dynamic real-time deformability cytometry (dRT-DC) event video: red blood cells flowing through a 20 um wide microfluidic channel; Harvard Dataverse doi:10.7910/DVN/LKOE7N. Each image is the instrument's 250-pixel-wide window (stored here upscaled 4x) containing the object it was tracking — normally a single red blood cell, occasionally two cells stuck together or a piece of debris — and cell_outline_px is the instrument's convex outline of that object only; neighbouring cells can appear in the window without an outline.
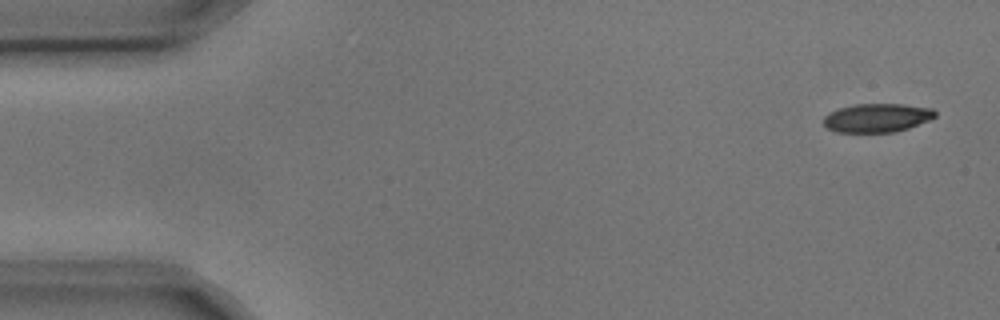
{"species": "common noctule bat (a hibernating species)", "species_latin": "Nyctalus noctula", "temperature_condition": "cold", "stored_images_in_passage": 7, "camera_frame_rate_fps": 3000, "um_per_image_px": 0.085, "animal": {"sex": "male", "body_mass_g": 17.9, "forearm_length_mm": 54.2}, "frame": {"image": 1, "passage_image": 1, "time_ms": 0.0, "image_size_px": [1000, 320], "cell_outline_px": [[936, 116], [928, 120], [908, 128], [896, 132], [836, 132], [828, 128], [824, 124], [824, 116], [828, 112], [836, 108], [856, 104], [904, 104], [932, 108], [936, 112]], "centroid_in_image_um": [74.53, 10.01], "position_along_channel_um": 10.5, "area_um2": 18.73}}
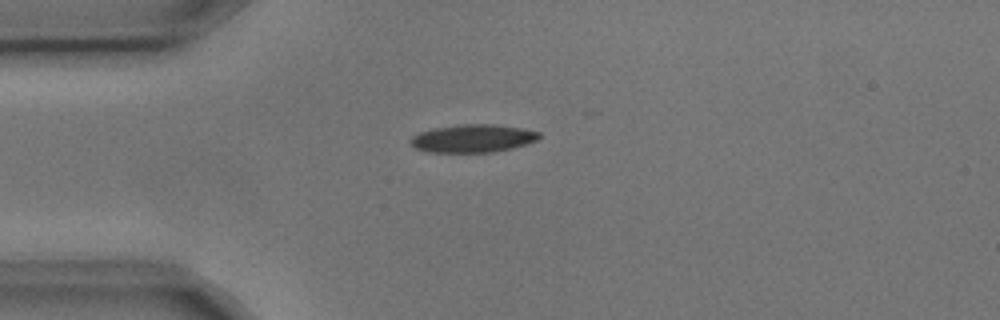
{"frame": {"image": 2, "passage_image": 4, "time_ms": 1.0, "image_size_px": [1000, 320], "cell_outline_px": [[540, 136], [536, 140], [512, 148], [492, 152], [428, 152], [416, 148], [408, 140], [412, 136], [420, 132], [432, 128], [460, 124], [492, 124], [520, 128], [540, 132]], "centroid_in_image_um": [40.15, 11.76], "position_along_channel_um": 44.9, "area_um2": 20.81}}